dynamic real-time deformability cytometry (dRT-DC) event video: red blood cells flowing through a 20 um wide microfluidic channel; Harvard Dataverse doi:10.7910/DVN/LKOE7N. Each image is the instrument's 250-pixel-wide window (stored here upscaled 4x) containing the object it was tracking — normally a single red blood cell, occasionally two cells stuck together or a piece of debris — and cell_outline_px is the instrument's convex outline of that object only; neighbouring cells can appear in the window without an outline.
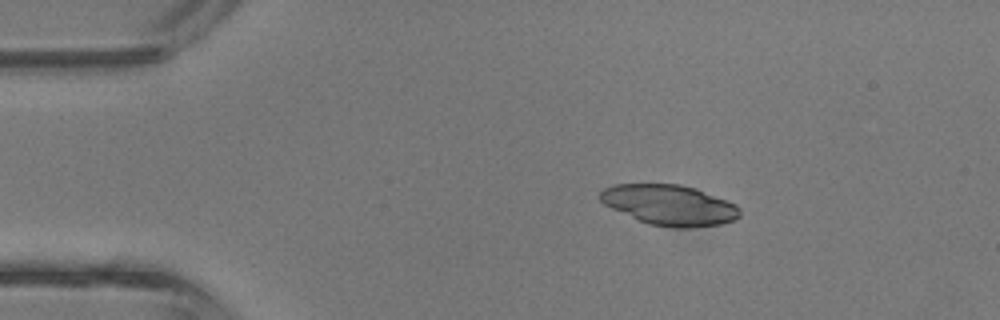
{"species": "common noctule bat (a hibernating species)", "species_latin": "Nyctalus noctula", "temperature_condition": "room temperature", "stored_images_in_passage": 36, "camera_frame_rate_fps": 3000, "um_per_image_px": 0.085, "animal": {"sex": "male", "body_mass_g": 13.3}, "frame": {"image": 1, "passage_image": 1, "time_ms": 0.0, "image_size_px": [1000, 320], "cell_outline_px": [[740, 216], [732, 220], [720, 224], [692, 228], [676, 228], [648, 224], [612, 208], [604, 204], [600, 200], [600, 192], [604, 188], [612, 184], [680, 184], [692, 188], [736, 204], [740, 208]], "centroid_in_image_um": [56.88, 17.43], "position_along_channel_um": 28.1, "area_um2": 32.54}}